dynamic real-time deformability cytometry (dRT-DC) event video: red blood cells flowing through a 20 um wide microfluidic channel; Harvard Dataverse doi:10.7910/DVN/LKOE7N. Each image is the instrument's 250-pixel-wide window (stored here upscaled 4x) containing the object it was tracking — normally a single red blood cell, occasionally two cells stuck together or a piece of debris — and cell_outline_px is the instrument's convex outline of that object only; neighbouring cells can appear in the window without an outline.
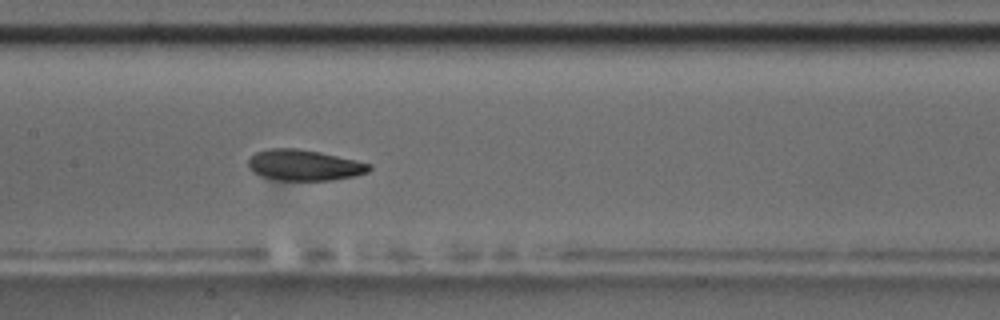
{"species": "common noctule bat (a hibernating species)", "species_latin": "Nyctalus noctula", "temperature_condition": "room temperature", "stored_images_in_passage": 8, "camera_frame_rate_fps": 3000, "um_per_image_px": 0.085, "animal": {"sex": "male", "body_mass_g": 17.5, "forearm_length_mm": 52.3}, "frame": {"image": 1, "passage_image": 8, "time_ms": 8.667, "image_size_px": [1000, 320], "cell_outline_px": [[372, 168], [368, 172], [352, 176], [332, 180], [280, 180], [264, 176], [252, 172], [248, 168], [248, 160], [256, 152], [268, 148], [296, 148], [320, 152], [356, 160], [372, 164]], "centroid_in_image_um": [25.86, 14.03], "position_along_channel_um": 181.5, "area_um2": 21.68}}